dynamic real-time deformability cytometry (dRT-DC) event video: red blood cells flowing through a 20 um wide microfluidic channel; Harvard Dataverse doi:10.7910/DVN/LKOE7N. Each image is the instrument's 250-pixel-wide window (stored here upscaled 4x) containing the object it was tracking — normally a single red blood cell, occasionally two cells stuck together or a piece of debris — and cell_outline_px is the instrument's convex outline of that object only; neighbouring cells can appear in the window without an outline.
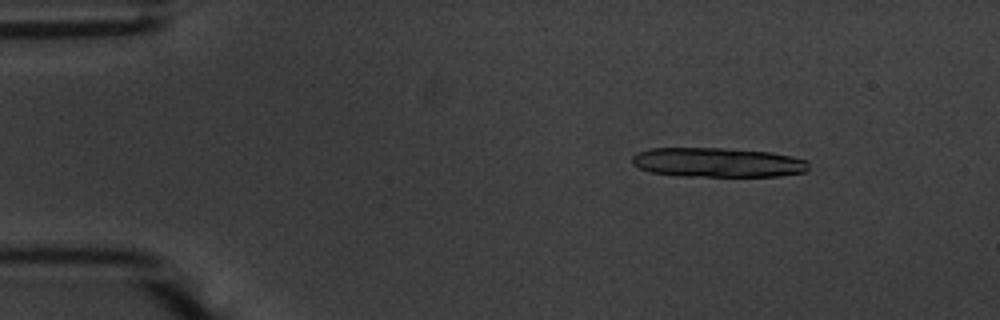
{"species": "common noctule bat (a hibernating species)", "species_latin": "Nyctalus noctula", "temperature_condition": "warm", "stored_images_in_passage": 17, "camera_frame_rate_fps": 3000, "um_per_image_px": 0.085, "animal": {"sex": "male", "body_mass_g": 20.1, "forearm_length_mm": 53.5}, "frame": {"image": 1, "passage_image": 8, "time_ms": 2.333, "image_size_px": [1000, 320], "cell_outline_px": [[808, 172], [776, 176], [680, 176], [652, 172], [640, 168], [632, 164], [632, 156], [636, 152], [652, 148], [720, 148], [772, 152], [792, 156], [808, 160]], "centroid_in_image_um": [61.02, 13.8], "position_along_channel_um": 24.0, "area_um2": 30.46}}